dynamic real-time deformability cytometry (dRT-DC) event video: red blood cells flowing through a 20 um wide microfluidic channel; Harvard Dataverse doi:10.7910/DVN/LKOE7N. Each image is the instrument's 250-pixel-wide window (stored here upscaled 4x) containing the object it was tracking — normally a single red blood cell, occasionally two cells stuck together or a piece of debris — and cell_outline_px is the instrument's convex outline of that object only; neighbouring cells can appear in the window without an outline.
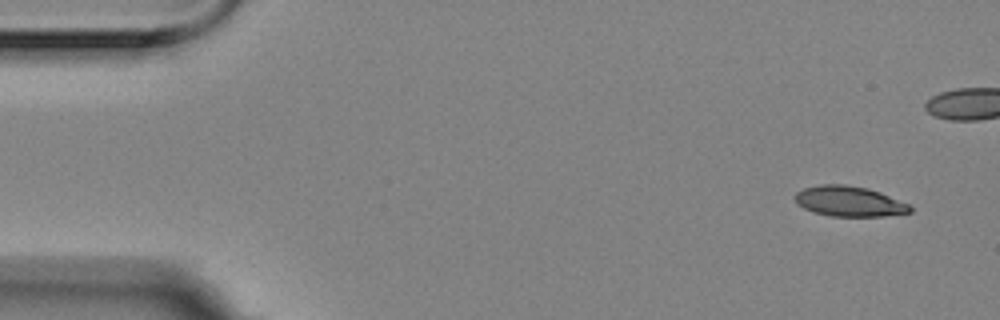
{"species": "Egyptian fruit bat (a non-hibernating species)", "species_latin": "Rousettus aegyptiacus", "temperature_condition": "room temperature", "stored_images_in_passage": 12, "camera_frame_rate_fps": 3000, "um_per_image_px": 0.085, "animal": {"sex": "female"}, "frame": {"image": 1, "passage_image": 1, "time_ms": 0.0, "image_size_px": [1000, 320], "cell_outline_px": [[912, 212], [884, 216], [832, 216], [812, 212], [796, 204], [792, 196], [796, 192], [804, 188], [820, 184], [844, 184], [868, 188], [880, 192], [908, 204], [912, 208]], "centroid_in_image_um": [72.13, 17.11], "position_along_channel_um": 12.9, "area_um2": 20.46}}
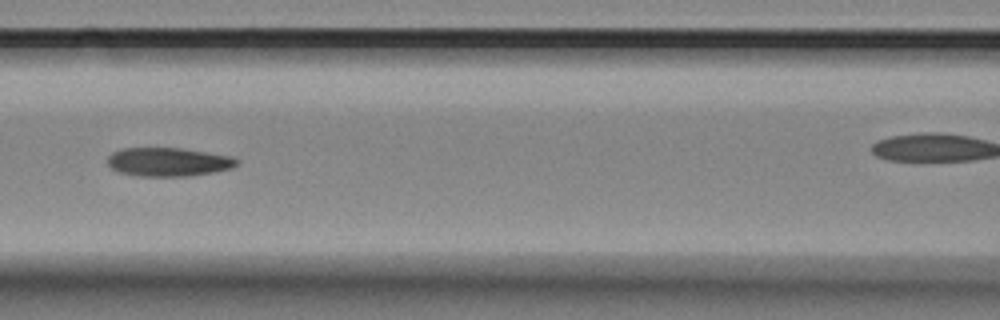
{"frame": {"image": 2, "passage_image": 7, "time_ms": 2.0, "image_size_px": [1000, 320], "cell_outline_px": [[240, 164], [232, 168], [212, 172], [188, 176], [140, 176], [120, 172], [112, 168], [108, 164], [108, 156], [112, 152], [120, 148], [180, 148], [232, 156], [240, 160]], "centroid_in_image_um": [14.34, 13.76], "position_along_channel_um": 152.3, "area_um2": 21.62}}
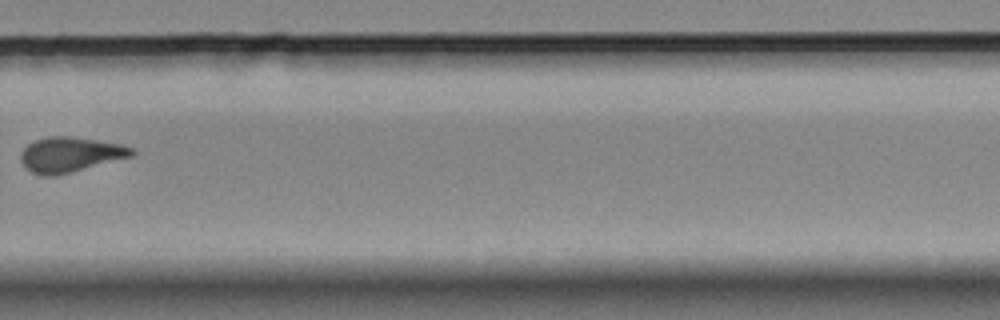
{"frame": {"image": 3, "passage_image": 12, "time_ms": 3.667, "image_size_px": [1000, 320], "cell_outline_px": [[136, 152], [132, 156], [72, 172], [52, 176], [48, 176], [32, 172], [20, 160], [20, 152], [28, 144], [36, 140], [48, 136], [68, 136], [96, 140], [120, 144], [132, 148]], "centroid_in_image_um": [5.96, 13.13], "position_along_channel_um": 323.8, "area_um2": 22.37}}